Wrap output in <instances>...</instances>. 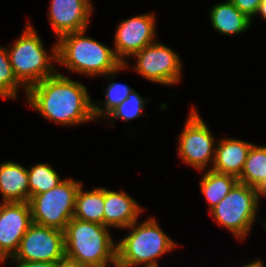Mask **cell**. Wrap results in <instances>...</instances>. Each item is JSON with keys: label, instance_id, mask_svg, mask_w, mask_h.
<instances>
[{"label": "cell", "instance_id": "1", "mask_svg": "<svg viewBox=\"0 0 266 267\" xmlns=\"http://www.w3.org/2000/svg\"><path fill=\"white\" fill-rule=\"evenodd\" d=\"M26 98L29 107L63 127L96 121L87 87L58 71L31 86Z\"/></svg>", "mask_w": 266, "mask_h": 267}, {"label": "cell", "instance_id": "2", "mask_svg": "<svg viewBox=\"0 0 266 267\" xmlns=\"http://www.w3.org/2000/svg\"><path fill=\"white\" fill-rule=\"evenodd\" d=\"M86 30L70 32L57 41V63L69 71L86 76H103L118 70L123 63L116 57L114 49L96 39L86 36Z\"/></svg>", "mask_w": 266, "mask_h": 267}, {"label": "cell", "instance_id": "3", "mask_svg": "<svg viewBox=\"0 0 266 267\" xmlns=\"http://www.w3.org/2000/svg\"><path fill=\"white\" fill-rule=\"evenodd\" d=\"M127 229V236L116 243V267H159L158 259L178 246L152 216Z\"/></svg>", "mask_w": 266, "mask_h": 267}, {"label": "cell", "instance_id": "4", "mask_svg": "<svg viewBox=\"0 0 266 267\" xmlns=\"http://www.w3.org/2000/svg\"><path fill=\"white\" fill-rule=\"evenodd\" d=\"M109 231L102 224L72 218L64 230L65 257L88 267H116L117 242Z\"/></svg>", "mask_w": 266, "mask_h": 267}, {"label": "cell", "instance_id": "5", "mask_svg": "<svg viewBox=\"0 0 266 267\" xmlns=\"http://www.w3.org/2000/svg\"><path fill=\"white\" fill-rule=\"evenodd\" d=\"M50 51L48 53L45 49L41 37L30 23H27L15 43L7 46L13 72L27 90L58 71L55 66L57 42L52 45Z\"/></svg>", "mask_w": 266, "mask_h": 267}, {"label": "cell", "instance_id": "6", "mask_svg": "<svg viewBox=\"0 0 266 267\" xmlns=\"http://www.w3.org/2000/svg\"><path fill=\"white\" fill-rule=\"evenodd\" d=\"M260 202L256 188L237 182L209 212L219 226L228 229L239 241H244L256 219L259 220Z\"/></svg>", "mask_w": 266, "mask_h": 267}, {"label": "cell", "instance_id": "7", "mask_svg": "<svg viewBox=\"0 0 266 267\" xmlns=\"http://www.w3.org/2000/svg\"><path fill=\"white\" fill-rule=\"evenodd\" d=\"M82 181L63 179L56 187L31 197L32 221L35 224L65 230L73 218L77 192Z\"/></svg>", "mask_w": 266, "mask_h": 267}, {"label": "cell", "instance_id": "8", "mask_svg": "<svg viewBox=\"0 0 266 267\" xmlns=\"http://www.w3.org/2000/svg\"><path fill=\"white\" fill-rule=\"evenodd\" d=\"M176 140L178 156L183 162L199 172H204L206 168L211 169L217 140L215 142L214 135L194 106L191 107L184 128Z\"/></svg>", "mask_w": 266, "mask_h": 267}, {"label": "cell", "instance_id": "9", "mask_svg": "<svg viewBox=\"0 0 266 267\" xmlns=\"http://www.w3.org/2000/svg\"><path fill=\"white\" fill-rule=\"evenodd\" d=\"M132 57L136 59L133 70L152 83L172 86L183 77V64L178 52L157 40Z\"/></svg>", "mask_w": 266, "mask_h": 267}, {"label": "cell", "instance_id": "10", "mask_svg": "<svg viewBox=\"0 0 266 267\" xmlns=\"http://www.w3.org/2000/svg\"><path fill=\"white\" fill-rule=\"evenodd\" d=\"M65 257L64 231L33 223L8 261H44L57 263Z\"/></svg>", "mask_w": 266, "mask_h": 267}, {"label": "cell", "instance_id": "11", "mask_svg": "<svg viewBox=\"0 0 266 267\" xmlns=\"http://www.w3.org/2000/svg\"><path fill=\"white\" fill-rule=\"evenodd\" d=\"M156 23L155 14L151 12L123 19L117 24L113 49L123 64L129 61L126 58H132L135 53L156 41Z\"/></svg>", "mask_w": 266, "mask_h": 267}, {"label": "cell", "instance_id": "12", "mask_svg": "<svg viewBox=\"0 0 266 267\" xmlns=\"http://www.w3.org/2000/svg\"><path fill=\"white\" fill-rule=\"evenodd\" d=\"M32 224L29 202H0V263L15 254Z\"/></svg>", "mask_w": 266, "mask_h": 267}, {"label": "cell", "instance_id": "13", "mask_svg": "<svg viewBox=\"0 0 266 267\" xmlns=\"http://www.w3.org/2000/svg\"><path fill=\"white\" fill-rule=\"evenodd\" d=\"M92 3L90 0H51L47 17L56 39L88 29L94 11Z\"/></svg>", "mask_w": 266, "mask_h": 267}, {"label": "cell", "instance_id": "14", "mask_svg": "<svg viewBox=\"0 0 266 267\" xmlns=\"http://www.w3.org/2000/svg\"><path fill=\"white\" fill-rule=\"evenodd\" d=\"M144 208L124 190L111 191L104 187L103 225L108 228L126 229L138 221Z\"/></svg>", "mask_w": 266, "mask_h": 267}, {"label": "cell", "instance_id": "15", "mask_svg": "<svg viewBox=\"0 0 266 267\" xmlns=\"http://www.w3.org/2000/svg\"><path fill=\"white\" fill-rule=\"evenodd\" d=\"M252 144V142L238 138L225 137L219 139L211 170L238 178L241 175Z\"/></svg>", "mask_w": 266, "mask_h": 267}, {"label": "cell", "instance_id": "16", "mask_svg": "<svg viewBox=\"0 0 266 267\" xmlns=\"http://www.w3.org/2000/svg\"><path fill=\"white\" fill-rule=\"evenodd\" d=\"M0 202H29L27 167L14 161L0 163Z\"/></svg>", "mask_w": 266, "mask_h": 267}, {"label": "cell", "instance_id": "17", "mask_svg": "<svg viewBox=\"0 0 266 267\" xmlns=\"http://www.w3.org/2000/svg\"><path fill=\"white\" fill-rule=\"evenodd\" d=\"M209 18L212 27L217 32L228 36L240 35L252 24V20L236 8L230 0L214 5L209 12Z\"/></svg>", "mask_w": 266, "mask_h": 267}, {"label": "cell", "instance_id": "18", "mask_svg": "<svg viewBox=\"0 0 266 267\" xmlns=\"http://www.w3.org/2000/svg\"><path fill=\"white\" fill-rule=\"evenodd\" d=\"M104 187L83 190L80 186L75 202L73 218L103 225Z\"/></svg>", "mask_w": 266, "mask_h": 267}, {"label": "cell", "instance_id": "19", "mask_svg": "<svg viewBox=\"0 0 266 267\" xmlns=\"http://www.w3.org/2000/svg\"><path fill=\"white\" fill-rule=\"evenodd\" d=\"M238 178L206 169L200 179V192L208 202L209 211L214 208L234 187Z\"/></svg>", "mask_w": 266, "mask_h": 267}, {"label": "cell", "instance_id": "20", "mask_svg": "<svg viewBox=\"0 0 266 267\" xmlns=\"http://www.w3.org/2000/svg\"><path fill=\"white\" fill-rule=\"evenodd\" d=\"M129 67V63L126 62L118 70L108 74L111 76L110 78L112 79V82H110L106 89H104L105 100L103 102L98 101L96 104L93 103V114L96 122L98 119L104 120V118H106V116L118 105L125 101L129 93L133 91V88L129 87L127 84L113 82L117 73H120V71ZM101 105H103L104 108L100 107Z\"/></svg>", "mask_w": 266, "mask_h": 267}, {"label": "cell", "instance_id": "21", "mask_svg": "<svg viewBox=\"0 0 266 267\" xmlns=\"http://www.w3.org/2000/svg\"><path fill=\"white\" fill-rule=\"evenodd\" d=\"M266 179V146L252 144L238 182L258 188Z\"/></svg>", "mask_w": 266, "mask_h": 267}, {"label": "cell", "instance_id": "22", "mask_svg": "<svg viewBox=\"0 0 266 267\" xmlns=\"http://www.w3.org/2000/svg\"><path fill=\"white\" fill-rule=\"evenodd\" d=\"M30 199L34 195L44 193L56 187L63 179L48 163H37L27 167Z\"/></svg>", "mask_w": 266, "mask_h": 267}, {"label": "cell", "instance_id": "23", "mask_svg": "<svg viewBox=\"0 0 266 267\" xmlns=\"http://www.w3.org/2000/svg\"><path fill=\"white\" fill-rule=\"evenodd\" d=\"M6 46H0V97L11 100L18 99L20 87L26 97L27 89L17 80L13 72Z\"/></svg>", "mask_w": 266, "mask_h": 267}, {"label": "cell", "instance_id": "24", "mask_svg": "<svg viewBox=\"0 0 266 267\" xmlns=\"http://www.w3.org/2000/svg\"><path fill=\"white\" fill-rule=\"evenodd\" d=\"M147 99L140 96L134 89L131 91L125 101L118 105L114 110H112L104 119L111 120L115 123V120H122L124 122L131 121L133 119L139 118L143 114L145 109V104Z\"/></svg>", "mask_w": 266, "mask_h": 267}, {"label": "cell", "instance_id": "25", "mask_svg": "<svg viewBox=\"0 0 266 267\" xmlns=\"http://www.w3.org/2000/svg\"><path fill=\"white\" fill-rule=\"evenodd\" d=\"M236 8L251 20L256 16L261 0H230Z\"/></svg>", "mask_w": 266, "mask_h": 267}, {"label": "cell", "instance_id": "26", "mask_svg": "<svg viewBox=\"0 0 266 267\" xmlns=\"http://www.w3.org/2000/svg\"><path fill=\"white\" fill-rule=\"evenodd\" d=\"M15 267H56V263L44 261H13Z\"/></svg>", "mask_w": 266, "mask_h": 267}, {"label": "cell", "instance_id": "27", "mask_svg": "<svg viewBox=\"0 0 266 267\" xmlns=\"http://www.w3.org/2000/svg\"><path fill=\"white\" fill-rule=\"evenodd\" d=\"M56 267H88V266L83 265L82 263H79L67 257H64L63 259L59 260L56 263Z\"/></svg>", "mask_w": 266, "mask_h": 267}, {"label": "cell", "instance_id": "28", "mask_svg": "<svg viewBox=\"0 0 266 267\" xmlns=\"http://www.w3.org/2000/svg\"><path fill=\"white\" fill-rule=\"evenodd\" d=\"M256 15H261L263 20H266V0H261L259 9Z\"/></svg>", "mask_w": 266, "mask_h": 267}, {"label": "cell", "instance_id": "29", "mask_svg": "<svg viewBox=\"0 0 266 267\" xmlns=\"http://www.w3.org/2000/svg\"><path fill=\"white\" fill-rule=\"evenodd\" d=\"M241 267H264V264L262 260L256 259L255 261H252L251 263H248L246 265H243Z\"/></svg>", "mask_w": 266, "mask_h": 267}, {"label": "cell", "instance_id": "30", "mask_svg": "<svg viewBox=\"0 0 266 267\" xmlns=\"http://www.w3.org/2000/svg\"><path fill=\"white\" fill-rule=\"evenodd\" d=\"M266 189V179L265 181L257 188L258 195H260Z\"/></svg>", "mask_w": 266, "mask_h": 267}, {"label": "cell", "instance_id": "31", "mask_svg": "<svg viewBox=\"0 0 266 267\" xmlns=\"http://www.w3.org/2000/svg\"><path fill=\"white\" fill-rule=\"evenodd\" d=\"M262 197H266V189L259 195V199H261ZM266 226V222L263 223V228H265Z\"/></svg>", "mask_w": 266, "mask_h": 267}]
</instances>
